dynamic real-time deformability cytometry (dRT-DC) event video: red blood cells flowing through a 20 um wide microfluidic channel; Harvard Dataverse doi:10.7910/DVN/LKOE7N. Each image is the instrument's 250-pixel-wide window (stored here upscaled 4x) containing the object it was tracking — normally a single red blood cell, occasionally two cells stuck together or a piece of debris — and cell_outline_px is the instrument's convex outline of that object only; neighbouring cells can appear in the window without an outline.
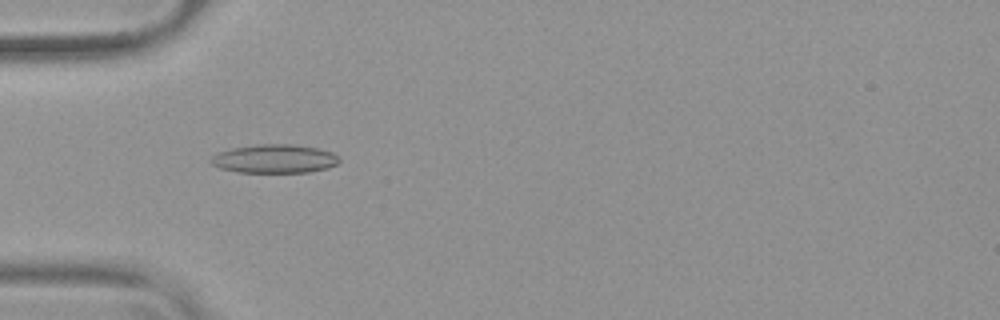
{"species": "common noctule bat (a hibernating species)", "species_latin": "Nyctalus noctula", "temperature_condition": "warm", "stored_images_in_passage": 51, "camera_frame_rate_fps": 3000, "um_per_image_px": 0.085, "animal": {"sex": "female", "body_mass_g": 19.9}, "frame": {"image": 1, "passage_image": 15, "time_ms": 4.667, "image_size_px": [1000, 320], "cell_outline_px": [[340, 160], [336, 164], [328, 168], [308, 172], [236, 172], [220, 168], [212, 164], [208, 160], [216, 152], [232, 148], [256, 144], [296, 144], [316, 148], [332, 152], [340, 156]], "centroid_in_image_um": [23.32, 13.49], "position_along_channel_um": 61.7, "area_um2": 21.62}}
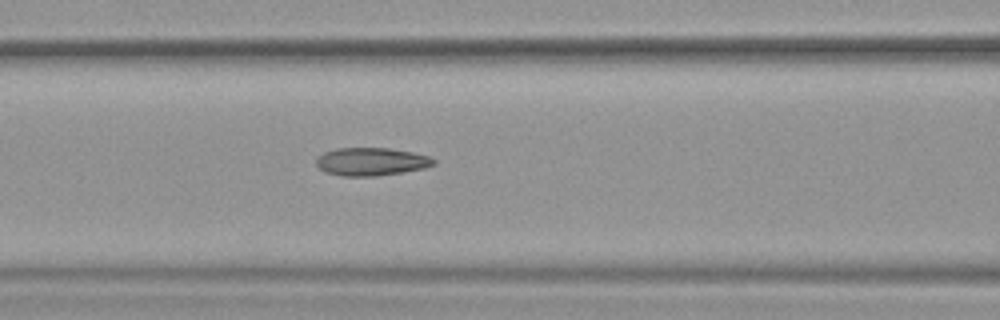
{"frame": {"image": 2, "passage_image": 21, "time_ms": 6.667, "image_size_px": [1000, 320], "cell_outline_px": [[436, 164], [424, 168], [404, 172], [376, 176], [340, 176], [324, 172], [316, 164], [316, 156], [324, 152], [336, 148], [388, 148], [412, 152], [428, 156], [436, 160]], "centroid_in_image_um": [31.53, 13.74], "position_along_channel_um": 135.1, "area_um2": 19.31}}
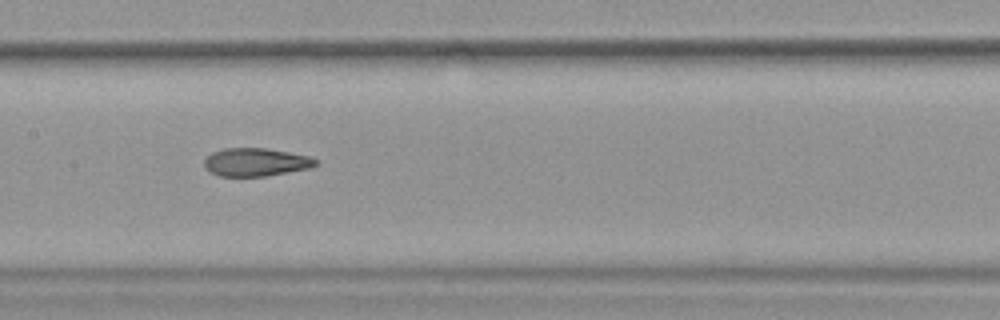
{"frame": {"image": 3, "passage_image": 25, "time_ms": 8.0, "image_size_px": [1000, 320], "cell_outline_px": [[316, 164], [312, 168], [264, 176], [220, 176], [208, 172], [204, 168], [204, 160], [212, 152], [224, 148], [264, 148], [288, 152], [308, 156], [316, 160]], "centroid_in_image_um": [21.69, 13.79], "position_along_channel_um": 185.7, "area_um2": 18.21}, "authors_computed_cell_mechanics": {"area_um2": 19.7676, "velocity_mm_per_s": 3.8021, "shape_relaxation_time_tau1_ms": null, "shape_relaxation_time_tau2_ms": 2.0447, "deformation_change_tau1": null, "deformation_change_tau2": 0.0982}}